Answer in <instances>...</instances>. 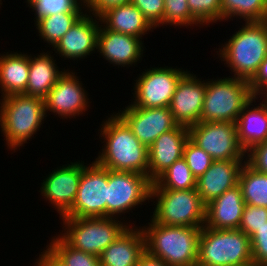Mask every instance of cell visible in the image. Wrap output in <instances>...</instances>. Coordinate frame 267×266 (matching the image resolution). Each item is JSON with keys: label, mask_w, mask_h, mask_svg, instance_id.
<instances>
[{"label": "cell", "mask_w": 267, "mask_h": 266, "mask_svg": "<svg viewBox=\"0 0 267 266\" xmlns=\"http://www.w3.org/2000/svg\"><path fill=\"white\" fill-rule=\"evenodd\" d=\"M191 14L202 24L222 21L221 0H187Z\"/></svg>", "instance_id": "34"}, {"label": "cell", "mask_w": 267, "mask_h": 266, "mask_svg": "<svg viewBox=\"0 0 267 266\" xmlns=\"http://www.w3.org/2000/svg\"><path fill=\"white\" fill-rule=\"evenodd\" d=\"M131 3L142 12L154 28L163 25L164 0H131Z\"/></svg>", "instance_id": "37"}, {"label": "cell", "mask_w": 267, "mask_h": 266, "mask_svg": "<svg viewBox=\"0 0 267 266\" xmlns=\"http://www.w3.org/2000/svg\"><path fill=\"white\" fill-rule=\"evenodd\" d=\"M238 184L245 204L267 208V174L257 172L245 162L239 173Z\"/></svg>", "instance_id": "27"}, {"label": "cell", "mask_w": 267, "mask_h": 266, "mask_svg": "<svg viewBox=\"0 0 267 266\" xmlns=\"http://www.w3.org/2000/svg\"><path fill=\"white\" fill-rule=\"evenodd\" d=\"M99 19L108 30L141 39L147 32L155 29L132 3L113 6L102 12Z\"/></svg>", "instance_id": "23"}, {"label": "cell", "mask_w": 267, "mask_h": 266, "mask_svg": "<svg viewBox=\"0 0 267 266\" xmlns=\"http://www.w3.org/2000/svg\"><path fill=\"white\" fill-rule=\"evenodd\" d=\"M267 224V208L246 204L239 229L251 237L259 228Z\"/></svg>", "instance_id": "36"}, {"label": "cell", "mask_w": 267, "mask_h": 266, "mask_svg": "<svg viewBox=\"0 0 267 266\" xmlns=\"http://www.w3.org/2000/svg\"><path fill=\"white\" fill-rule=\"evenodd\" d=\"M145 250L168 266H196L202 227L167 226L150 220L142 227Z\"/></svg>", "instance_id": "2"}, {"label": "cell", "mask_w": 267, "mask_h": 266, "mask_svg": "<svg viewBox=\"0 0 267 266\" xmlns=\"http://www.w3.org/2000/svg\"><path fill=\"white\" fill-rule=\"evenodd\" d=\"M206 81L188 71L178 82L169 109L179 125L190 127L201 121Z\"/></svg>", "instance_id": "16"}, {"label": "cell", "mask_w": 267, "mask_h": 266, "mask_svg": "<svg viewBox=\"0 0 267 266\" xmlns=\"http://www.w3.org/2000/svg\"><path fill=\"white\" fill-rule=\"evenodd\" d=\"M36 266H66L65 263L48 247L41 252Z\"/></svg>", "instance_id": "42"}, {"label": "cell", "mask_w": 267, "mask_h": 266, "mask_svg": "<svg viewBox=\"0 0 267 266\" xmlns=\"http://www.w3.org/2000/svg\"><path fill=\"white\" fill-rule=\"evenodd\" d=\"M145 252V237L141 227L130 225L100 255V266H137Z\"/></svg>", "instance_id": "22"}, {"label": "cell", "mask_w": 267, "mask_h": 266, "mask_svg": "<svg viewBox=\"0 0 267 266\" xmlns=\"http://www.w3.org/2000/svg\"><path fill=\"white\" fill-rule=\"evenodd\" d=\"M116 114L128 125L135 137L147 148L161 134L179 125L175 121L169 107L143 108L130 104Z\"/></svg>", "instance_id": "13"}, {"label": "cell", "mask_w": 267, "mask_h": 266, "mask_svg": "<svg viewBox=\"0 0 267 266\" xmlns=\"http://www.w3.org/2000/svg\"><path fill=\"white\" fill-rule=\"evenodd\" d=\"M94 17V18H93ZM98 20H96V19ZM99 16L83 14L69 31L53 47L55 53L65 59L80 60L97 50L98 33L101 27Z\"/></svg>", "instance_id": "17"}, {"label": "cell", "mask_w": 267, "mask_h": 266, "mask_svg": "<svg viewBox=\"0 0 267 266\" xmlns=\"http://www.w3.org/2000/svg\"><path fill=\"white\" fill-rule=\"evenodd\" d=\"M29 78V55L13 52L0 54L1 96L23 94Z\"/></svg>", "instance_id": "26"}, {"label": "cell", "mask_w": 267, "mask_h": 266, "mask_svg": "<svg viewBox=\"0 0 267 266\" xmlns=\"http://www.w3.org/2000/svg\"><path fill=\"white\" fill-rule=\"evenodd\" d=\"M85 12L58 13L45 16L35 24L39 36L53 48Z\"/></svg>", "instance_id": "28"}, {"label": "cell", "mask_w": 267, "mask_h": 266, "mask_svg": "<svg viewBox=\"0 0 267 266\" xmlns=\"http://www.w3.org/2000/svg\"><path fill=\"white\" fill-rule=\"evenodd\" d=\"M25 2L35 12V23L45 16L58 13L83 12L85 9L84 0H27Z\"/></svg>", "instance_id": "32"}, {"label": "cell", "mask_w": 267, "mask_h": 266, "mask_svg": "<svg viewBox=\"0 0 267 266\" xmlns=\"http://www.w3.org/2000/svg\"><path fill=\"white\" fill-rule=\"evenodd\" d=\"M222 21L241 18L245 22L267 20V0H221Z\"/></svg>", "instance_id": "29"}, {"label": "cell", "mask_w": 267, "mask_h": 266, "mask_svg": "<svg viewBox=\"0 0 267 266\" xmlns=\"http://www.w3.org/2000/svg\"><path fill=\"white\" fill-rule=\"evenodd\" d=\"M189 139L213 160L246 161V151L239 143L236 123L204 122L188 127Z\"/></svg>", "instance_id": "9"}, {"label": "cell", "mask_w": 267, "mask_h": 266, "mask_svg": "<svg viewBox=\"0 0 267 266\" xmlns=\"http://www.w3.org/2000/svg\"><path fill=\"white\" fill-rule=\"evenodd\" d=\"M55 61L48 51L34 57L29 55V78L24 94L43 100L47 97L58 78L65 72V68L59 71Z\"/></svg>", "instance_id": "25"}, {"label": "cell", "mask_w": 267, "mask_h": 266, "mask_svg": "<svg viewBox=\"0 0 267 266\" xmlns=\"http://www.w3.org/2000/svg\"><path fill=\"white\" fill-rule=\"evenodd\" d=\"M253 264L250 237L240 229L202 227L196 266H244Z\"/></svg>", "instance_id": "5"}, {"label": "cell", "mask_w": 267, "mask_h": 266, "mask_svg": "<svg viewBox=\"0 0 267 266\" xmlns=\"http://www.w3.org/2000/svg\"><path fill=\"white\" fill-rule=\"evenodd\" d=\"M197 179L189 169L186 160L182 157L162 172L153 182L151 188L171 190L194 189Z\"/></svg>", "instance_id": "30"}, {"label": "cell", "mask_w": 267, "mask_h": 266, "mask_svg": "<svg viewBox=\"0 0 267 266\" xmlns=\"http://www.w3.org/2000/svg\"><path fill=\"white\" fill-rule=\"evenodd\" d=\"M85 166L83 161L70 162L53 170L41 183L39 192L57 209L59 217L73 206Z\"/></svg>", "instance_id": "15"}, {"label": "cell", "mask_w": 267, "mask_h": 266, "mask_svg": "<svg viewBox=\"0 0 267 266\" xmlns=\"http://www.w3.org/2000/svg\"><path fill=\"white\" fill-rule=\"evenodd\" d=\"M258 98L256 96L241 111L236 121L238 140L245 151L267 141V102L262 99V103L255 107L252 103H256Z\"/></svg>", "instance_id": "24"}, {"label": "cell", "mask_w": 267, "mask_h": 266, "mask_svg": "<svg viewBox=\"0 0 267 266\" xmlns=\"http://www.w3.org/2000/svg\"><path fill=\"white\" fill-rule=\"evenodd\" d=\"M66 266H100V258L74 249L68 245L59 235L52 237L47 245Z\"/></svg>", "instance_id": "31"}, {"label": "cell", "mask_w": 267, "mask_h": 266, "mask_svg": "<svg viewBox=\"0 0 267 266\" xmlns=\"http://www.w3.org/2000/svg\"><path fill=\"white\" fill-rule=\"evenodd\" d=\"M250 242L253 264L267 266V224L250 237Z\"/></svg>", "instance_id": "38"}, {"label": "cell", "mask_w": 267, "mask_h": 266, "mask_svg": "<svg viewBox=\"0 0 267 266\" xmlns=\"http://www.w3.org/2000/svg\"><path fill=\"white\" fill-rule=\"evenodd\" d=\"M189 139L188 127L178 125L161 134L148 148V178L153 182L162 172L183 157Z\"/></svg>", "instance_id": "18"}, {"label": "cell", "mask_w": 267, "mask_h": 266, "mask_svg": "<svg viewBox=\"0 0 267 266\" xmlns=\"http://www.w3.org/2000/svg\"><path fill=\"white\" fill-rule=\"evenodd\" d=\"M141 38L106 29L102 24L98 33L97 52L114 66L130 67L142 60L144 46ZM128 65V66H127Z\"/></svg>", "instance_id": "19"}, {"label": "cell", "mask_w": 267, "mask_h": 266, "mask_svg": "<svg viewBox=\"0 0 267 266\" xmlns=\"http://www.w3.org/2000/svg\"><path fill=\"white\" fill-rule=\"evenodd\" d=\"M245 202L239 184L206 204L204 227L239 229Z\"/></svg>", "instance_id": "20"}, {"label": "cell", "mask_w": 267, "mask_h": 266, "mask_svg": "<svg viewBox=\"0 0 267 266\" xmlns=\"http://www.w3.org/2000/svg\"><path fill=\"white\" fill-rule=\"evenodd\" d=\"M252 92L260 97L267 92V56L260 64L257 73L249 81ZM260 95V96H259Z\"/></svg>", "instance_id": "40"}, {"label": "cell", "mask_w": 267, "mask_h": 266, "mask_svg": "<svg viewBox=\"0 0 267 266\" xmlns=\"http://www.w3.org/2000/svg\"><path fill=\"white\" fill-rule=\"evenodd\" d=\"M66 70L57 80L54 87L49 91L45 101V114L53 112L58 117L76 118L87 111L89 107L88 93L83 88L82 82L75 72Z\"/></svg>", "instance_id": "14"}, {"label": "cell", "mask_w": 267, "mask_h": 266, "mask_svg": "<svg viewBox=\"0 0 267 266\" xmlns=\"http://www.w3.org/2000/svg\"><path fill=\"white\" fill-rule=\"evenodd\" d=\"M263 98H265V101L267 102V92L262 95Z\"/></svg>", "instance_id": "44"}, {"label": "cell", "mask_w": 267, "mask_h": 266, "mask_svg": "<svg viewBox=\"0 0 267 266\" xmlns=\"http://www.w3.org/2000/svg\"><path fill=\"white\" fill-rule=\"evenodd\" d=\"M244 266H255L254 264L244 265Z\"/></svg>", "instance_id": "45"}, {"label": "cell", "mask_w": 267, "mask_h": 266, "mask_svg": "<svg viewBox=\"0 0 267 266\" xmlns=\"http://www.w3.org/2000/svg\"><path fill=\"white\" fill-rule=\"evenodd\" d=\"M131 3V0H84L85 10L88 13L99 16L105 10L122 4ZM87 9V10H86Z\"/></svg>", "instance_id": "41"}, {"label": "cell", "mask_w": 267, "mask_h": 266, "mask_svg": "<svg viewBox=\"0 0 267 266\" xmlns=\"http://www.w3.org/2000/svg\"><path fill=\"white\" fill-rule=\"evenodd\" d=\"M246 163L257 172L267 174V141L256 144L246 151Z\"/></svg>", "instance_id": "39"}, {"label": "cell", "mask_w": 267, "mask_h": 266, "mask_svg": "<svg viewBox=\"0 0 267 266\" xmlns=\"http://www.w3.org/2000/svg\"><path fill=\"white\" fill-rule=\"evenodd\" d=\"M245 162L213 160L209 169L197 179L196 189L205 205L238 184L239 173Z\"/></svg>", "instance_id": "21"}, {"label": "cell", "mask_w": 267, "mask_h": 266, "mask_svg": "<svg viewBox=\"0 0 267 266\" xmlns=\"http://www.w3.org/2000/svg\"><path fill=\"white\" fill-rule=\"evenodd\" d=\"M108 169L95 160L82 171L77 196L61 218L107 217Z\"/></svg>", "instance_id": "11"}, {"label": "cell", "mask_w": 267, "mask_h": 266, "mask_svg": "<svg viewBox=\"0 0 267 266\" xmlns=\"http://www.w3.org/2000/svg\"><path fill=\"white\" fill-rule=\"evenodd\" d=\"M61 219L66 228L59 236L74 249L97 257L130 226L114 217Z\"/></svg>", "instance_id": "7"}, {"label": "cell", "mask_w": 267, "mask_h": 266, "mask_svg": "<svg viewBox=\"0 0 267 266\" xmlns=\"http://www.w3.org/2000/svg\"><path fill=\"white\" fill-rule=\"evenodd\" d=\"M218 50L233 77L250 81L267 56V20L245 22Z\"/></svg>", "instance_id": "3"}, {"label": "cell", "mask_w": 267, "mask_h": 266, "mask_svg": "<svg viewBox=\"0 0 267 266\" xmlns=\"http://www.w3.org/2000/svg\"><path fill=\"white\" fill-rule=\"evenodd\" d=\"M183 158L196 179L203 175L213 162L211 156L190 139L185 144Z\"/></svg>", "instance_id": "35"}, {"label": "cell", "mask_w": 267, "mask_h": 266, "mask_svg": "<svg viewBox=\"0 0 267 266\" xmlns=\"http://www.w3.org/2000/svg\"><path fill=\"white\" fill-rule=\"evenodd\" d=\"M137 266H168L161 259L150 255L146 250L140 256Z\"/></svg>", "instance_id": "43"}, {"label": "cell", "mask_w": 267, "mask_h": 266, "mask_svg": "<svg viewBox=\"0 0 267 266\" xmlns=\"http://www.w3.org/2000/svg\"><path fill=\"white\" fill-rule=\"evenodd\" d=\"M163 26H199L202 25L190 12L187 0H164ZM199 24V25H198Z\"/></svg>", "instance_id": "33"}, {"label": "cell", "mask_w": 267, "mask_h": 266, "mask_svg": "<svg viewBox=\"0 0 267 266\" xmlns=\"http://www.w3.org/2000/svg\"><path fill=\"white\" fill-rule=\"evenodd\" d=\"M0 129L9 150H17L41 127L45 117V101L26 94H12L0 99Z\"/></svg>", "instance_id": "4"}, {"label": "cell", "mask_w": 267, "mask_h": 266, "mask_svg": "<svg viewBox=\"0 0 267 266\" xmlns=\"http://www.w3.org/2000/svg\"><path fill=\"white\" fill-rule=\"evenodd\" d=\"M104 123V124H103ZM101 124L100 137L104 147L95 161L102 167L148 176V148L132 133L115 113Z\"/></svg>", "instance_id": "1"}, {"label": "cell", "mask_w": 267, "mask_h": 266, "mask_svg": "<svg viewBox=\"0 0 267 266\" xmlns=\"http://www.w3.org/2000/svg\"><path fill=\"white\" fill-rule=\"evenodd\" d=\"M156 198V199H155ZM150 199L156 203L153 215L154 223L167 226L203 227L206 205L196 188L171 190L151 188Z\"/></svg>", "instance_id": "8"}, {"label": "cell", "mask_w": 267, "mask_h": 266, "mask_svg": "<svg viewBox=\"0 0 267 266\" xmlns=\"http://www.w3.org/2000/svg\"><path fill=\"white\" fill-rule=\"evenodd\" d=\"M151 185L148 176L140 173L108 169L107 217L119 218L136 205L149 202Z\"/></svg>", "instance_id": "10"}, {"label": "cell", "mask_w": 267, "mask_h": 266, "mask_svg": "<svg viewBox=\"0 0 267 266\" xmlns=\"http://www.w3.org/2000/svg\"><path fill=\"white\" fill-rule=\"evenodd\" d=\"M183 68L155 67L146 69L134 80V101L131 105L143 108L169 107L176 86L188 72Z\"/></svg>", "instance_id": "12"}, {"label": "cell", "mask_w": 267, "mask_h": 266, "mask_svg": "<svg viewBox=\"0 0 267 266\" xmlns=\"http://www.w3.org/2000/svg\"><path fill=\"white\" fill-rule=\"evenodd\" d=\"M255 97L245 79L223 77L206 81L201 121L236 123L241 111Z\"/></svg>", "instance_id": "6"}]
</instances>
